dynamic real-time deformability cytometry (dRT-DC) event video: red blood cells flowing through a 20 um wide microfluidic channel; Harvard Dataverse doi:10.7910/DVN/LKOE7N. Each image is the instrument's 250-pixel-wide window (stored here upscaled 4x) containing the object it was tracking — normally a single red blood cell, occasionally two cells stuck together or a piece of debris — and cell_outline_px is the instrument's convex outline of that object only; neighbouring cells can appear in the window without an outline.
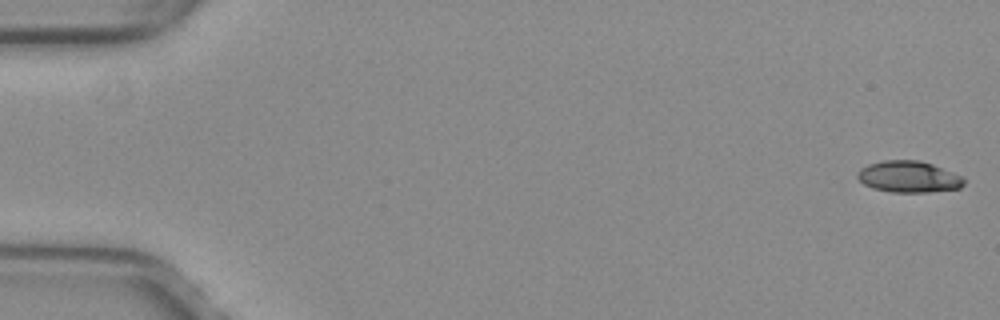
{"species": "common noctule bat (a hibernating species)", "species_latin": "Nyctalus noctula", "temperature_condition": "warm", "stored_images_in_passage": 52, "camera_frame_rate_fps": 3000, "um_per_image_px": 0.085, "animal": {"sex": "female", "body_mass_g": 29.2, "forearm_length_mm": 56.3}, "frame": {"image": 1, "passage_image": 1, "time_ms": 0.0, "image_size_px": [1000, 320], "cell_outline_px": [[964, 184], [960, 188], [928, 192], [892, 192], [872, 188], [864, 184], [856, 176], [856, 172], [860, 168], [868, 164], [880, 160], [920, 160], [932, 164], [964, 176]], "centroid_in_image_um": [77.22, 15.01], "position_along_channel_um": 7.8, "area_um2": 19.71}}
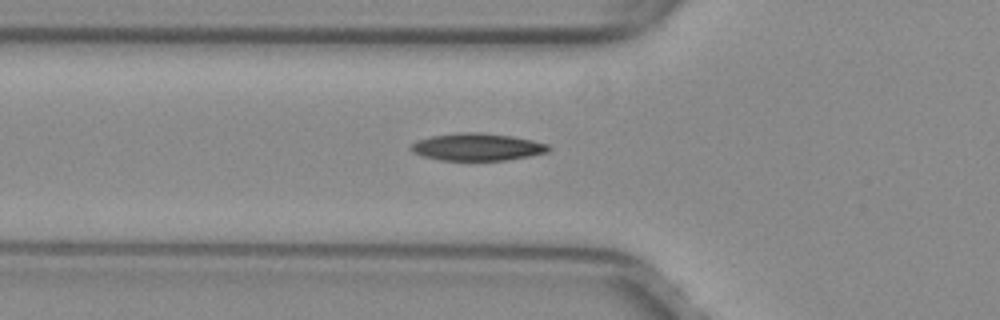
{"frame": {"image": 2, "passage_image": 19, "time_ms": 6.0, "image_size_px": [1000, 320], "cell_outline_px": [[552, 148], [548, 152], [508, 160], [440, 160], [424, 156], [412, 152], [408, 148], [416, 140], [432, 136], [464, 132], [480, 132], [512, 136], [532, 140], [548, 144]], "centroid_in_image_um": [40.57, 12.49], "position_along_channel_um": 85.2, "area_um2": 21.91}}
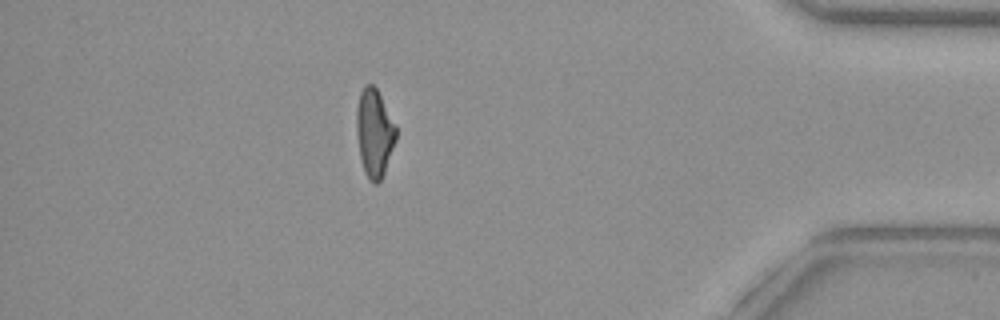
{"frame": {"image": 3, "passage_image": 46, "time_ms": 15.0, "image_size_px": [1000, 320], "cell_outline_px": [[396, 140], [384, 172], [380, 180], [376, 184], [372, 184], [364, 172], [360, 156], [356, 128], [356, 108], [360, 92], [364, 84], [372, 84], [376, 88], [396, 124]], "centroid_in_image_um": [31.81, 11.28], "position_along_channel_um": 403.4, "area_um2": 20.23}, "authors_computed_cell_mechanics": {"area_um2": 20.6924, "velocity_mm_per_s": 4.0101, "shape_relaxation_time_tau1_ms": 6.3389, "shape_relaxation_time_tau2_ms": 2.5606, "deformation_change_tau1": 0.1925, "deformation_change_tau2": 0.0946}}